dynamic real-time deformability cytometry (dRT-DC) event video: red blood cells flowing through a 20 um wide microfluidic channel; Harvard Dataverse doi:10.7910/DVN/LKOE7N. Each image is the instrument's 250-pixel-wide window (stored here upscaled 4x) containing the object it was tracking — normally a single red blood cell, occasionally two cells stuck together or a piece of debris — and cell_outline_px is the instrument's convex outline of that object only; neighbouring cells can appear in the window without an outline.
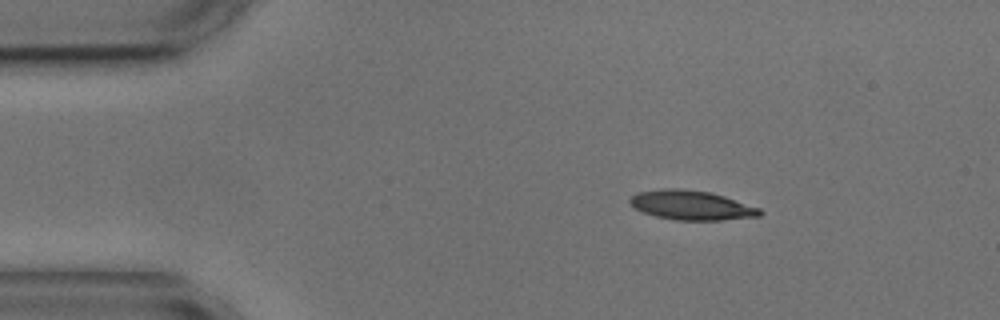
{"species": "common noctule bat (a hibernating species)", "species_latin": "Nyctalus noctula", "temperature_condition": "cold", "stored_images_in_passage": 3, "camera_frame_rate_fps": 3000, "um_per_image_px": 0.085, "animal": {"sex": "male", "body_mass_g": 17.9, "forearm_length_mm": 54.2}, "frame": {"image": 1, "passage_image": 1, "time_ms": 0.0, "image_size_px": [1000, 320], "cell_outline_px": [[764, 212], [760, 216], [720, 220], [676, 220], [656, 216], [644, 212], [636, 208], [628, 200], [636, 192], [664, 188], [680, 188], [712, 192], [760, 208]], "centroid_in_image_um": [58.79, 17.43], "position_along_channel_um": 26.2, "area_um2": 22.25}}